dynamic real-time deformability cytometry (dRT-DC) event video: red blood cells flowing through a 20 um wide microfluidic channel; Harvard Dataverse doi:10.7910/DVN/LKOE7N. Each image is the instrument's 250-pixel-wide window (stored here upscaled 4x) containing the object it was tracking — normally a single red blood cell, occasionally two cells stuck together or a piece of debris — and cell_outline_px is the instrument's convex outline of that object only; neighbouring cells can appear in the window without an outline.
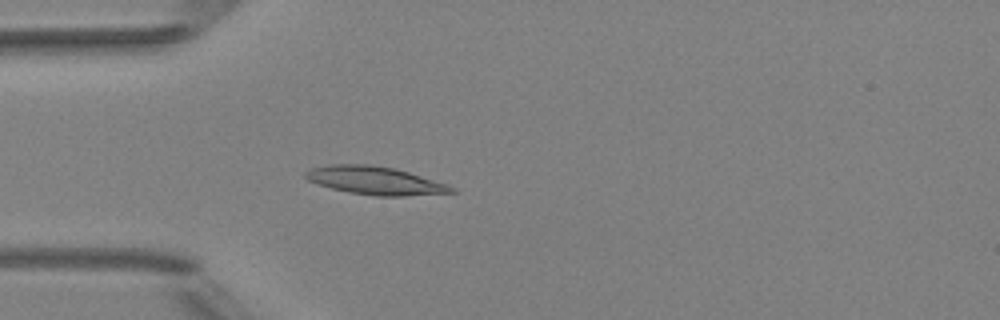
{"species": "Egyptian fruit bat (a non-hibernating species)", "species_latin": "Rousettus aegyptiacus", "temperature_condition": "room temperature", "stored_images_in_passage": 4, "camera_frame_rate_fps": 3000, "um_per_image_px": 0.085, "animal": {"sex": "female"}, "frame": {"image": 1, "passage_image": 4, "time_ms": 3.333, "image_size_px": [1000, 320], "cell_outline_px": [[456, 192], [404, 196], [376, 196], [352, 192], [332, 188], [308, 180], [304, 176], [304, 172], [312, 168], [332, 164], [372, 164], [396, 168], [448, 184], [456, 188]], "centroid_in_image_um": [31.93, 15.34], "position_along_channel_um": 53.1, "area_um2": 23.81}}